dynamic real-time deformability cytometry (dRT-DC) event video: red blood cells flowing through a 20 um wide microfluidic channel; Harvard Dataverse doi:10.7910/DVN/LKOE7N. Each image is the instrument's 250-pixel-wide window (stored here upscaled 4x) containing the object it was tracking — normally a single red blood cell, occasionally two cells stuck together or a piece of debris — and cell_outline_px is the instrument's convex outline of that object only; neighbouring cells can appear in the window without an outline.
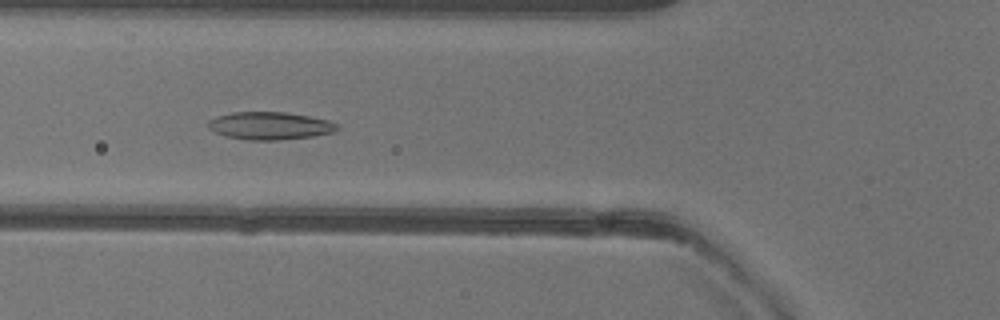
{"species": "common noctule bat (a hibernating species)", "species_latin": "Nyctalus noctula", "temperature_condition": "warm", "stored_images_in_passage": 51, "camera_frame_rate_fps": 3000, "um_per_image_px": 0.085, "animal": {"sex": "female"}, "frame": {"image": 1, "passage_image": 19, "time_ms": 6.0, "image_size_px": [1000, 320], "cell_outline_px": [[340, 128], [332, 132], [312, 136], [276, 140], [248, 140], [228, 136], [216, 132], [208, 128], [208, 120], [216, 116], [232, 112], [284, 112], [308, 116], [328, 120], [340, 124]], "centroid_in_image_um": [22.94, 10.68], "position_along_channel_um": 102.9, "area_um2": 20.69}}
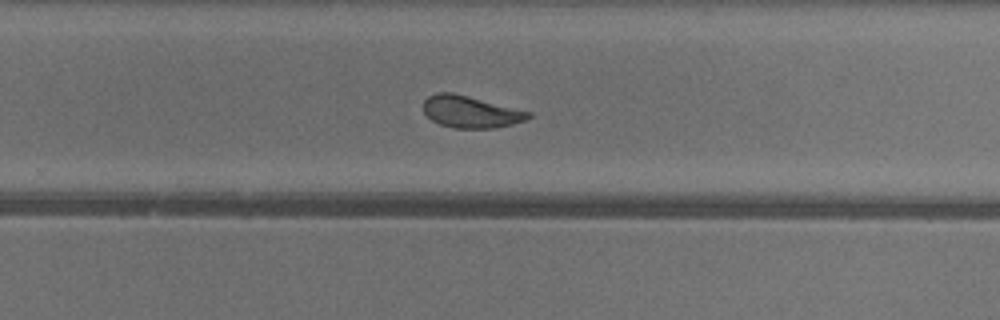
{"frame": {"image": 2, "passage_image": 33, "time_ms": 10.667, "image_size_px": [1000, 320], "cell_outline_px": [[532, 116], [528, 120], [512, 124], [492, 128], [456, 128], [440, 124], [432, 120], [424, 112], [424, 100], [428, 96], [436, 92], [452, 92], [532, 112]], "centroid_in_image_um": [40.02, 9.5], "position_along_channel_um": 289.8, "area_um2": 19.48}}
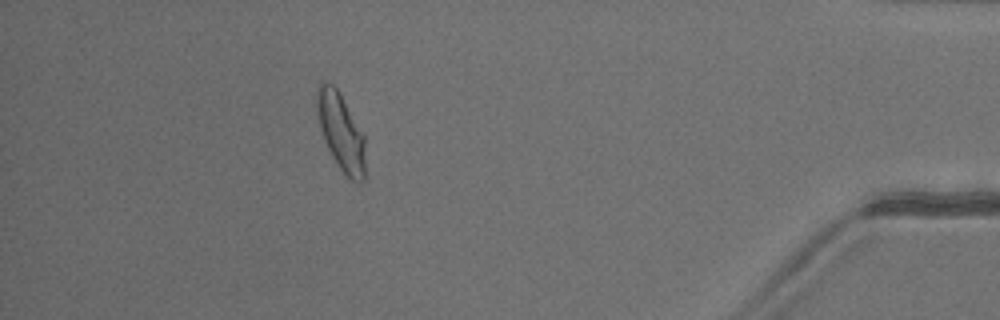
{"frame": {"image": 3, "passage_image": 46, "time_ms": 15.0, "image_size_px": [1000, 320], "cell_outline_px": [[364, 180], [360, 184], [352, 180], [336, 164], [324, 140], [320, 128], [316, 108], [316, 88], [320, 80], [328, 80], [336, 88], [364, 136]], "centroid_in_image_um": [28.93, 11.17], "position_along_channel_um": 406.3, "area_um2": 21.56}, "authors_computed_cell_mechanics": {"area_um2": 21.386, "velocity_mm_per_s": 4.0041, "shape_relaxation_time_tau1_ms": 6.3858, "shape_relaxation_time_tau2_ms": 2.3674, "deformation_change_tau1": 0.1742, "deformation_change_tau2": 0.0848}}